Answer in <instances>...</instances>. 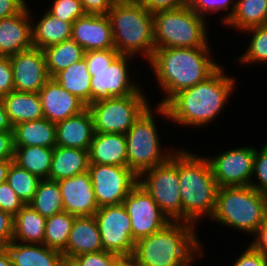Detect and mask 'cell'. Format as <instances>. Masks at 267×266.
<instances>
[{"label": "cell", "mask_w": 267, "mask_h": 266, "mask_svg": "<svg viewBox=\"0 0 267 266\" xmlns=\"http://www.w3.org/2000/svg\"><path fill=\"white\" fill-rule=\"evenodd\" d=\"M120 55L115 48L106 50H90L84 53L88 70H101L109 65Z\"/></svg>", "instance_id": "obj_40"}, {"label": "cell", "mask_w": 267, "mask_h": 266, "mask_svg": "<svg viewBox=\"0 0 267 266\" xmlns=\"http://www.w3.org/2000/svg\"><path fill=\"white\" fill-rule=\"evenodd\" d=\"M122 204L131 219L132 236L135 242L160 231L171 222L140 184L130 191Z\"/></svg>", "instance_id": "obj_13"}, {"label": "cell", "mask_w": 267, "mask_h": 266, "mask_svg": "<svg viewBox=\"0 0 267 266\" xmlns=\"http://www.w3.org/2000/svg\"><path fill=\"white\" fill-rule=\"evenodd\" d=\"M53 79L66 91L74 94L87 107L91 104V75L84 58L58 72Z\"/></svg>", "instance_id": "obj_31"}, {"label": "cell", "mask_w": 267, "mask_h": 266, "mask_svg": "<svg viewBox=\"0 0 267 266\" xmlns=\"http://www.w3.org/2000/svg\"><path fill=\"white\" fill-rule=\"evenodd\" d=\"M47 12L55 18L71 23L86 14L80 0H54Z\"/></svg>", "instance_id": "obj_38"}, {"label": "cell", "mask_w": 267, "mask_h": 266, "mask_svg": "<svg viewBox=\"0 0 267 266\" xmlns=\"http://www.w3.org/2000/svg\"><path fill=\"white\" fill-rule=\"evenodd\" d=\"M89 164L127 167L125 134L95 133L89 149Z\"/></svg>", "instance_id": "obj_23"}, {"label": "cell", "mask_w": 267, "mask_h": 266, "mask_svg": "<svg viewBox=\"0 0 267 266\" xmlns=\"http://www.w3.org/2000/svg\"><path fill=\"white\" fill-rule=\"evenodd\" d=\"M209 47L158 48L148 62L167 96L165 105L175 94L210 77L221 65L212 61Z\"/></svg>", "instance_id": "obj_2"}, {"label": "cell", "mask_w": 267, "mask_h": 266, "mask_svg": "<svg viewBox=\"0 0 267 266\" xmlns=\"http://www.w3.org/2000/svg\"><path fill=\"white\" fill-rule=\"evenodd\" d=\"M152 111L149 106L125 133L127 167L138 176L156 165L163 164L174 154L171 150L164 154L161 151Z\"/></svg>", "instance_id": "obj_8"}, {"label": "cell", "mask_w": 267, "mask_h": 266, "mask_svg": "<svg viewBox=\"0 0 267 266\" xmlns=\"http://www.w3.org/2000/svg\"><path fill=\"white\" fill-rule=\"evenodd\" d=\"M73 23L55 18L47 11L45 15L32 24L33 47L44 49L54 44L71 39Z\"/></svg>", "instance_id": "obj_29"}, {"label": "cell", "mask_w": 267, "mask_h": 266, "mask_svg": "<svg viewBox=\"0 0 267 266\" xmlns=\"http://www.w3.org/2000/svg\"><path fill=\"white\" fill-rule=\"evenodd\" d=\"M14 163L40 179H48L54 148L25 146L14 147Z\"/></svg>", "instance_id": "obj_32"}, {"label": "cell", "mask_w": 267, "mask_h": 266, "mask_svg": "<svg viewBox=\"0 0 267 266\" xmlns=\"http://www.w3.org/2000/svg\"><path fill=\"white\" fill-rule=\"evenodd\" d=\"M103 250L98 224L94 216L75 217L69 233L64 257L75 258L78 255Z\"/></svg>", "instance_id": "obj_22"}, {"label": "cell", "mask_w": 267, "mask_h": 266, "mask_svg": "<svg viewBox=\"0 0 267 266\" xmlns=\"http://www.w3.org/2000/svg\"><path fill=\"white\" fill-rule=\"evenodd\" d=\"M13 266H61L62 252L44 244H26L11 241L6 247Z\"/></svg>", "instance_id": "obj_24"}, {"label": "cell", "mask_w": 267, "mask_h": 266, "mask_svg": "<svg viewBox=\"0 0 267 266\" xmlns=\"http://www.w3.org/2000/svg\"><path fill=\"white\" fill-rule=\"evenodd\" d=\"M98 224L103 250L118 255H132L135 241L131 219L123 204L100 207L94 215Z\"/></svg>", "instance_id": "obj_12"}, {"label": "cell", "mask_w": 267, "mask_h": 266, "mask_svg": "<svg viewBox=\"0 0 267 266\" xmlns=\"http://www.w3.org/2000/svg\"><path fill=\"white\" fill-rule=\"evenodd\" d=\"M13 241L26 244H43L46 218L25 204L14 216Z\"/></svg>", "instance_id": "obj_30"}, {"label": "cell", "mask_w": 267, "mask_h": 266, "mask_svg": "<svg viewBox=\"0 0 267 266\" xmlns=\"http://www.w3.org/2000/svg\"><path fill=\"white\" fill-rule=\"evenodd\" d=\"M25 205L7 182L0 184V210L15 216Z\"/></svg>", "instance_id": "obj_41"}, {"label": "cell", "mask_w": 267, "mask_h": 266, "mask_svg": "<svg viewBox=\"0 0 267 266\" xmlns=\"http://www.w3.org/2000/svg\"><path fill=\"white\" fill-rule=\"evenodd\" d=\"M255 148L228 150L207 159L218 187L250 186L253 178Z\"/></svg>", "instance_id": "obj_14"}, {"label": "cell", "mask_w": 267, "mask_h": 266, "mask_svg": "<svg viewBox=\"0 0 267 266\" xmlns=\"http://www.w3.org/2000/svg\"><path fill=\"white\" fill-rule=\"evenodd\" d=\"M107 16L120 55L132 57L143 52L149 62L155 50L153 13L138 0H116Z\"/></svg>", "instance_id": "obj_5"}, {"label": "cell", "mask_w": 267, "mask_h": 266, "mask_svg": "<svg viewBox=\"0 0 267 266\" xmlns=\"http://www.w3.org/2000/svg\"><path fill=\"white\" fill-rule=\"evenodd\" d=\"M49 76L53 78L71 64L84 58V49L73 39L43 49Z\"/></svg>", "instance_id": "obj_33"}, {"label": "cell", "mask_w": 267, "mask_h": 266, "mask_svg": "<svg viewBox=\"0 0 267 266\" xmlns=\"http://www.w3.org/2000/svg\"><path fill=\"white\" fill-rule=\"evenodd\" d=\"M220 66L210 77L175 94L164 106L159 105V115L181 125L202 126L221 112L234 89V79L224 75Z\"/></svg>", "instance_id": "obj_1"}, {"label": "cell", "mask_w": 267, "mask_h": 266, "mask_svg": "<svg viewBox=\"0 0 267 266\" xmlns=\"http://www.w3.org/2000/svg\"><path fill=\"white\" fill-rule=\"evenodd\" d=\"M149 12L173 10L188 4V0H138Z\"/></svg>", "instance_id": "obj_46"}, {"label": "cell", "mask_w": 267, "mask_h": 266, "mask_svg": "<svg viewBox=\"0 0 267 266\" xmlns=\"http://www.w3.org/2000/svg\"><path fill=\"white\" fill-rule=\"evenodd\" d=\"M139 184L146 189L170 221H182L178 168L170 159L144 171L139 176Z\"/></svg>", "instance_id": "obj_10"}, {"label": "cell", "mask_w": 267, "mask_h": 266, "mask_svg": "<svg viewBox=\"0 0 267 266\" xmlns=\"http://www.w3.org/2000/svg\"><path fill=\"white\" fill-rule=\"evenodd\" d=\"M61 266H81V265L75 258L64 257Z\"/></svg>", "instance_id": "obj_56"}, {"label": "cell", "mask_w": 267, "mask_h": 266, "mask_svg": "<svg viewBox=\"0 0 267 266\" xmlns=\"http://www.w3.org/2000/svg\"><path fill=\"white\" fill-rule=\"evenodd\" d=\"M259 183L251 181L250 186L255 190L267 194V143L258 152L255 148L253 173Z\"/></svg>", "instance_id": "obj_39"}, {"label": "cell", "mask_w": 267, "mask_h": 266, "mask_svg": "<svg viewBox=\"0 0 267 266\" xmlns=\"http://www.w3.org/2000/svg\"><path fill=\"white\" fill-rule=\"evenodd\" d=\"M112 266H138L133 255H119Z\"/></svg>", "instance_id": "obj_53"}, {"label": "cell", "mask_w": 267, "mask_h": 266, "mask_svg": "<svg viewBox=\"0 0 267 266\" xmlns=\"http://www.w3.org/2000/svg\"><path fill=\"white\" fill-rule=\"evenodd\" d=\"M267 217V194L251 186L218 187L211 218L254 235Z\"/></svg>", "instance_id": "obj_6"}, {"label": "cell", "mask_w": 267, "mask_h": 266, "mask_svg": "<svg viewBox=\"0 0 267 266\" xmlns=\"http://www.w3.org/2000/svg\"><path fill=\"white\" fill-rule=\"evenodd\" d=\"M71 39L84 51L115 48L110 19L107 15L85 14L72 25Z\"/></svg>", "instance_id": "obj_18"}, {"label": "cell", "mask_w": 267, "mask_h": 266, "mask_svg": "<svg viewBox=\"0 0 267 266\" xmlns=\"http://www.w3.org/2000/svg\"><path fill=\"white\" fill-rule=\"evenodd\" d=\"M13 131L0 132V160H14Z\"/></svg>", "instance_id": "obj_49"}, {"label": "cell", "mask_w": 267, "mask_h": 266, "mask_svg": "<svg viewBox=\"0 0 267 266\" xmlns=\"http://www.w3.org/2000/svg\"><path fill=\"white\" fill-rule=\"evenodd\" d=\"M64 211L80 216H94L99 209L89 172L58 181Z\"/></svg>", "instance_id": "obj_17"}, {"label": "cell", "mask_w": 267, "mask_h": 266, "mask_svg": "<svg viewBox=\"0 0 267 266\" xmlns=\"http://www.w3.org/2000/svg\"><path fill=\"white\" fill-rule=\"evenodd\" d=\"M196 225L171 221L163 229L135 242L132 254L138 266H189L203 256V250L194 233ZM201 255V256H200Z\"/></svg>", "instance_id": "obj_3"}, {"label": "cell", "mask_w": 267, "mask_h": 266, "mask_svg": "<svg viewBox=\"0 0 267 266\" xmlns=\"http://www.w3.org/2000/svg\"><path fill=\"white\" fill-rule=\"evenodd\" d=\"M26 6L25 0H0V20L20 13Z\"/></svg>", "instance_id": "obj_50"}, {"label": "cell", "mask_w": 267, "mask_h": 266, "mask_svg": "<svg viewBox=\"0 0 267 266\" xmlns=\"http://www.w3.org/2000/svg\"><path fill=\"white\" fill-rule=\"evenodd\" d=\"M13 131L12 125L7 117L6 109L3 100L0 98V132Z\"/></svg>", "instance_id": "obj_52"}, {"label": "cell", "mask_w": 267, "mask_h": 266, "mask_svg": "<svg viewBox=\"0 0 267 266\" xmlns=\"http://www.w3.org/2000/svg\"><path fill=\"white\" fill-rule=\"evenodd\" d=\"M89 151L80 148H68L55 146L49 180L59 181L61 179L77 176L88 171Z\"/></svg>", "instance_id": "obj_26"}, {"label": "cell", "mask_w": 267, "mask_h": 266, "mask_svg": "<svg viewBox=\"0 0 267 266\" xmlns=\"http://www.w3.org/2000/svg\"><path fill=\"white\" fill-rule=\"evenodd\" d=\"M4 102L7 117L13 126L44 118L38 93L11 91L1 98Z\"/></svg>", "instance_id": "obj_27"}, {"label": "cell", "mask_w": 267, "mask_h": 266, "mask_svg": "<svg viewBox=\"0 0 267 266\" xmlns=\"http://www.w3.org/2000/svg\"><path fill=\"white\" fill-rule=\"evenodd\" d=\"M44 118L58 123L81 113L87 106L74 94L66 91L50 78L39 91Z\"/></svg>", "instance_id": "obj_19"}, {"label": "cell", "mask_w": 267, "mask_h": 266, "mask_svg": "<svg viewBox=\"0 0 267 266\" xmlns=\"http://www.w3.org/2000/svg\"><path fill=\"white\" fill-rule=\"evenodd\" d=\"M233 2L234 0H188L190 7L202 17L213 11L215 13L219 10H228Z\"/></svg>", "instance_id": "obj_43"}, {"label": "cell", "mask_w": 267, "mask_h": 266, "mask_svg": "<svg viewBox=\"0 0 267 266\" xmlns=\"http://www.w3.org/2000/svg\"><path fill=\"white\" fill-rule=\"evenodd\" d=\"M14 216L0 210V248H5L14 236Z\"/></svg>", "instance_id": "obj_45"}, {"label": "cell", "mask_w": 267, "mask_h": 266, "mask_svg": "<svg viewBox=\"0 0 267 266\" xmlns=\"http://www.w3.org/2000/svg\"><path fill=\"white\" fill-rule=\"evenodd\" d=\"M86 14L107 15L116 0H80Z\"/></svg>", "instance_id": "obj_48"}, {"label": "cell", "mask_w": 267, "mask_h": 266, "mask_svg": "<svg viewBox=\"0 0 267 266\" xmlns=\"http://www.w3.org/2000/svg\"><path fill=\"white\" fill-rule=\"evenodd\" d=\"M9 59L15 91L39 93L51 78L46 67L44 51L40 48L31 47L9 56Z\"/></svg>", "instance_id": "obj_16"}, {"label": "cell", "mask_w": 267, "mask_h": 266, "mask_svg": "<svg viewBox=\"0 0 267 266\" xmlns=\"http://www.w3.org/2000/svg\"><path fill=\"white\" fill-rule=\"evenodd\" d=\"M233 266H267V260L250 245L235 261Z\"/></svg>", "instance_id": "obj_47"}, {"label": "cell", "mask_w": 267, "mask_h": 266, "mask_svg": "<svg viewBox=\"0 0 267 266\" xmlns=\"http://www.w3.org/2000/svg\"><path fill=\"white\" fill-rule=\"evenodd\" d=\"M14 147L56 146V124L48 119L25 121L12 127Z\"/></svg>", "instance_id": "obj_25"}, {"label": "cell", "mask_w": 267, "mask_h": 266, "mask_svg": "<svg viewBox=\"0 0 267 266\" xmlns=\"http://www.w3.org/2000/svg\"><path fill=\"white\" fill-rule=\"evenodd\" d=\"M94 135V121L88 108L56 123V145L60 147L89 151Z\"/></svg>", "instance_id": "obj_21"}, {"label": "cell", "mask_w": 267, "mask_h": 266, "mask_svg": "<svg viewBox=\"0 0 267 266\" xmlns=\"http://www.w3.org/2000/svg\"><path fill=\"white\" fill-rule=\"evenodd\" d=\"M177 151H174L170 160L178 168L182 221L195 225L202 215L209 218L213 215L218 185L207 157H199L189 151Z\"/></svg>", "instance_id": "obj_4"}, {"label": "cell", "mask_w": 267, "mask_h": 266, "mask_svg": "<svg viewBox=\"0 0 267 266\" xmlns=\"http://www.w3.org/2000/svg\"><path fill=\"white\" fill-rule=\"evenodd\" d=\"M143 92L91 103L95 133L125 134L149 107Z\"/></svg>", "instance_id": "obj_9"}, {"label": "cell", "mask_w": 267, "mask_h": 266, "mask_svg": "<svg viewBox=\"0 0 267 266\" xmlns=\"http://www.w3.org/2000/svg\"><path fill=\"white\" fill-rule=\"evenodd\" d=\"M40 180L38 176L20 168L14 162L11 164L6 178V182L25 204L34 198Z\"/></svg>", "instance_id": "obj_36"}, {"label": "cell", "mask_w": 267, "mask_h": 266, "mask_svg": "<svg viewBox=\"0 0 267 266\" xmlns=\"http://www.w3.org/2000/svg\"><path fill=\"white\" fill-rule=\"evenodd\" d=\"M28 204L45 218L63 212V200L58 181L41 179L34 198Z\"/></svg>", "instance_id": "obj_34"}, {"label": "cell", "mask_w": 267, "mask_h": 266, "mask_svg": "<svg viewBox=\"0 0 267 266\" xmlns=\"http://www.w3.org/2000/svg\"><path fill=\"white\" fill-rule=\"evenodd\" d=\"M222 23L240 31L267 24V0H237Z\"/></svg>", "instance_id": "obj_28"}, {"label": "cell", "mask_w": 267, "mask_h": 266, "mask_svg": "<svg viewBox=\"0 0 267 266\" xmlns=\"http://www.w3.org/2000/svg\"><path fill=\"white\" fill-rule=\"evenodd\" d=\"M29 12L26 6L20 13L0 20V55L9 57L33 47Z\"/></svg>", "instance_id": "obj_20"}, {"label": "cell", "mask_w": 267, "mask_h": 266, "mask_svg": "<svg viewBox=\"0 0 267 266\" xmlns=\"http://www.w3.org/2000/svg\"><path fill=\"white\" fill-rule=\"evenodd\" d=\"M14 160H0V184L6 182L9 168Z\"/></svg>", "instance_id": "obj_54"}, {"label": "cell", "mask_w": 267, "mask_h": 266, "mask_svg": "<svg viewBox=\"0 0 267 266\" xmlns=\"http://www.w3.org/2000/svg\"><path fill=\"white\" fill-rule=\"evenodd\" d=\"M254 235L256 238L251 245L267 260V217Z\"/></svg>", "instance_id": "obj_51"}, {"label": "cell", "mask_w": 267, "mask_h": 266, "mask_svg": "<svg viewBox=\"0 0 267 266\" xmlns=\"http://www.w3.org/2000/svg\"><path fill=\"white\" fill-rule=\"evenodd\" d=\"M0 266H13L11 256L6 248H0Z\"/></svg>", "instance_id": "obj_55"}, {"label": "cell", "mask_w": 267, "mask_h": 266, "mask_svg": "<svg viewBox=\"0 0 267 266\" xmlns=\"http://www.w3.org/2000/svg\"><path fill=\"white\" fill-rule=\"evenodd\" d=\"M75 217V215L63 211L46 218L43 244L62 252L66 248Z\"/></svg>", "instance_id": "obj_35"}, {"label": "cell", "mask_w": 267, "mask_h": 266, "mask_svg": "<svg viewBox=\"0 0 267 266\" xmlns=\"http://www.w3.org/2000/svg\"><path fill=\"white\" fill-rule=\"evenodd\" d=\"M244 32H253L248 50L239 58L244 63L267 62V24L249 28Z\"/></svg>", "instance_id": "obj_37"}, {"label": "cell", "mask_w": 267, "mask_h": 266, "mask_svg": "<svg viewBox=\"0 0 267 266\" xmlns=\"http://www.w3.org/2000/svg\"><path fill=\"white\" fill-rule=\"evenodd\" d=\"M205 18L189 4L153 13L155 49L208 47Z\"/></svg>", "instance_id": "obj_7"}, {"label": "cell", "mask_w": 267, "mask_h": 266, "mask_svg": "<svg viewBox=\"0 0 267 266\" xmlns=\"http://www.w3.org/2000/svg\"><path fill=\"white\" fill-rule=\"evenodd\" d=\"M128 58L129 55H119L108 68L88 70L91 75V103L124 97L140 90L139 86L130 82Z\"/></svg>", "instance_id": "obj_15"}, {"label": "cell", "mask_w": 267, "mask_h": 266, "mask_svg": "<svg viewBox=\"0 0 267 266\" xmlns=\"http://www.w3.org/2000/svg\"><path fill=\"white\" fill-rule=\"evenodd\" d=\"M14 91L13 72L9 57L0 55V98Z\"/></svg>", "instance_id": "obj_44"}, {"label": "cell", "mask_w": 267, "mask_h": 266, "mask_svg": "<svg viewBox=\"0 0 267 266\" xmlns=\"http://www.w3.org/2000/svg\"><path fill=\"white\" fill-rule=\"evenodd\" d=\"M88 172L99 208L122 204L139 184V176L128 167L89 164Z\"/></svg>", "instance_id": "obj_11"}, {"label": "cell", "mask_w": 267, "mask_h": 266, "mask_svg": "<svg viewBox=\"0 0 267 266\" xmlns=\"http://www.w3.org/2000/svg\"><path fill=\"white\" fill-rule=\"evenodd\" d=\"M118 254L101 250L88 254L78 255L75 259L81 266H112Z\"/></svg>", "instance_id": "obj_42"}]
</instances>
